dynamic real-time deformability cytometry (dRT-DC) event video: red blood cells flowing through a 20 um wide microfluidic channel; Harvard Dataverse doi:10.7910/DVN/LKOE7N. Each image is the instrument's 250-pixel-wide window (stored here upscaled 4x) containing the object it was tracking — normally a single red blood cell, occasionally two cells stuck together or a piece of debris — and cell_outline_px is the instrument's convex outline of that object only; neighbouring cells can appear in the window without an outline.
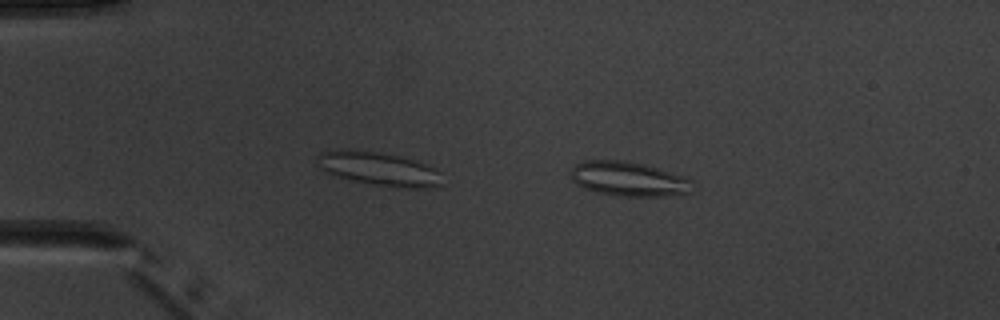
{"species": "common noctule bat (a hibernating species)", "species_latin": "Nyctalus noctula", "temperature_condition": "warm", "stored_images_in_passage": 2, "camera_frame_rate_fps": 3000, "um_per_image_px": 0.085, "animal": {"sex": "male", "body_mass_g": 20.1, "forearm_length_mm": 53.5}, "frame": {"image": 1, "passage_image": 1, "time_ms": 0.0, "image_size_px": [1000, 320], "cell_outline_px": [[692, 180], [688, 192], [668, 196], [620, 196], [596, 192], [584, 188], [576, 184], [572, 180], [572, 168], [576, 164], [584, 160], [620, 160], [644, 164], [684, 176]], "centroid_in_image_um": [53.39, 15.21], "position_along_channel_um": 31.6, "area_um2": 24.22}}